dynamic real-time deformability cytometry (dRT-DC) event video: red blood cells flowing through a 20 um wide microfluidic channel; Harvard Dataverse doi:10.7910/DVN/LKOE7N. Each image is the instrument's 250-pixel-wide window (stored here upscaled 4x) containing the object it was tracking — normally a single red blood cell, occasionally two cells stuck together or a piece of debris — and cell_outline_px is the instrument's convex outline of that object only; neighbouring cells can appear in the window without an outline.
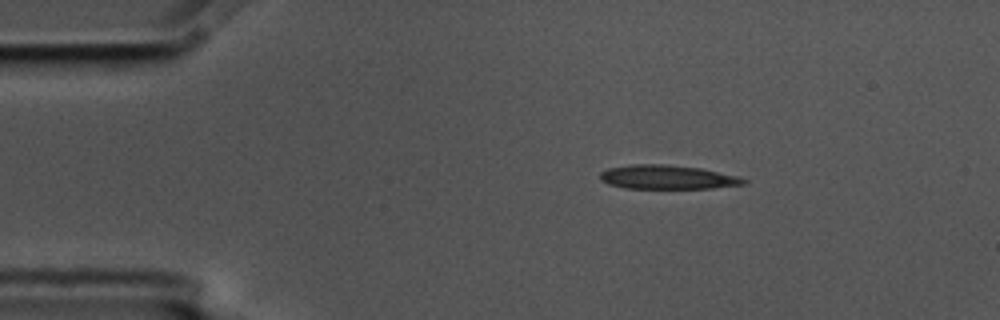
{"species": "common noctule bat (a hibernating species)", "species_latin": "Nyctalus noctula", "temperature_condition": "cold", "stored_images_in_passage": 2, "camera_frame_rate_fps": 3000, "um_per_image_px": 0.085, "animal": {"sex": "male", "body_mass_g": 17.5, "forearm_length_mm": 52.3}, "frame": {"image": 1, "passage_image": 1, "time_ms": 0.0, "image_size_px": [1000, 320], "cell_outline_px": [[748, 180], [744, 184], [712, 188], [624, 188], [608, 184], [600, 180], [600, 172], [608, 168], [628, 164], [664, 164], [700, 168], [740, 176]], "centroid_in_image_um": [56.71, 15.05], "position_along_channel_um": 28.3, "area_um2": 20.17}}